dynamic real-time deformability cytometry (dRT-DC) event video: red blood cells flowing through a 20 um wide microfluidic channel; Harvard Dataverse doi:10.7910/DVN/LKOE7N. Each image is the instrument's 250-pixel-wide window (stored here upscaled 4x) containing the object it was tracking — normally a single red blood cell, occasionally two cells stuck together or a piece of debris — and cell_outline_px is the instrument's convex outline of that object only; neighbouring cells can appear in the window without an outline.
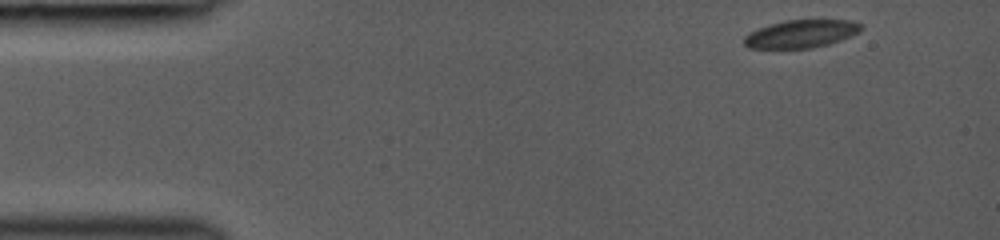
{"species": "common noctule bat (a hibernating species)", "species_latin": "Nyctalus noctula", "temperature_condition": "room temperature", "stored_images_in_passage": 30, "camera_frame_rate_fps": 3000, "um_per_image_px": 0.085, "animal": {"sex": "female", "body_mass_g": 19.0, "forearm_length_mm": 53.3}, "frame": {"image": 1, "passage_image": 1, "time_ms": 0.0, "image_size_px": [1000, 240], "cell_outline_px": [[864, 28], [860, 32], [852, 36], [828, 44], [812, 48], [748, 48], [744, 44], [744, 36], [748, 32], [756, 28], [768, 24], [784, 20], [848, 20], [864, 24]], "centroid_in_image_um": [68.09, 2.86], "position_along_channel_um": 16.9, "area_um2": 19.31}}
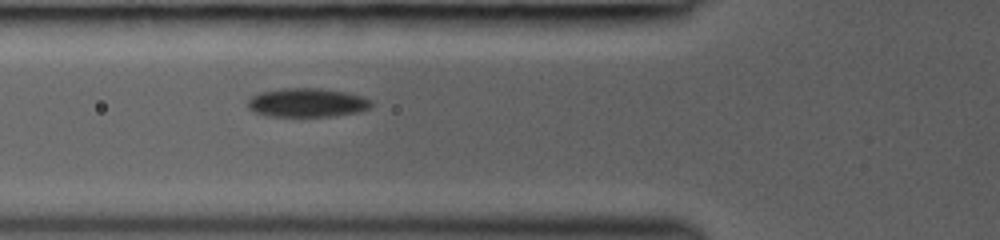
{"frame": {"image": 2, "passage_image": 21, "time_ms": 4.333, "image_size_px": [1000, 240], "cell_outline_px": [[372, 104], [368, 108], [360, 112], [332, 116], [268, 116], [256, 112], [248, 108], [248, 100], [252, 96], [260, 92], [284, 88], [320, 88], [344, 92], [360, 96], [372, 100]], "centroid_in_image_um": [26.1, 8.72], "position_along_channel_um": 99.7, "area_um2": 20.63}}
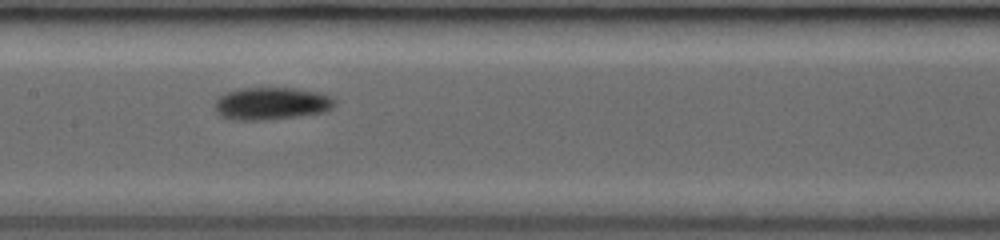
{"frame": {"image": 3, "passage_image": 29, "time_ms": 6.333, "image_size_px": [1000, 240], "cell_outline_px": [[336, 104], [332, 108], [324, 112], [296, 116], [264, 120], [236, 120], [220, 116], [216, 112], [216, 100], [220, 96], [228, 92], [240, 88], [296, 88], [316, 92], [332, 96], [336, 100]], "centroid_in_image_um": [23.09, 8.8], "position_along_channel_um": 184.3, "area_um2": 22.6}}